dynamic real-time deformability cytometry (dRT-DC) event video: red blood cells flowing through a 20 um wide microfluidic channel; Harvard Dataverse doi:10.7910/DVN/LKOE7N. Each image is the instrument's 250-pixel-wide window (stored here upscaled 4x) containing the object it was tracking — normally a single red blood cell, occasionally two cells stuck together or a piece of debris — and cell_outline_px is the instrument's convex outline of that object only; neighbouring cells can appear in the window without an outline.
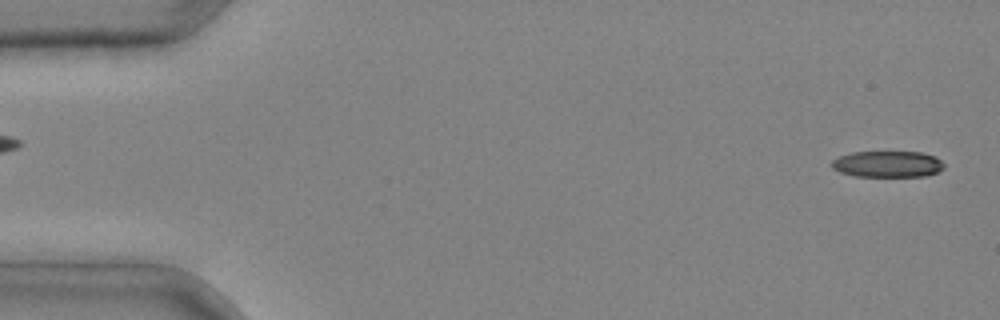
{"species": "common noctule bat (a hibernating species)", "species_latin": "Nyctalus noctula", "temperature_condition": "cold", "stored_images_in_passage": 4, "segment_of_instrument_passage": [2, 2], "camera_frame_rate_fps": 3000, "um_per_image_px": 0.085, "animal": {"sex": "male", "body_mass_g": 20.4}, "frame": {"image": 1, "passage_image": 4, "time_ms": 1.0, "image_size_px": [1000, 320], "cell_outline_px": [[944, 168], [936, 172], [924, 176], [856, 176], [840, 172], [832, 168], [832, 160], [840, 156], [852, 152], [920, 152], [936, 156], [944, 164]], "centroid_in_image_um": [75.45, 13.94], "position_along_channel_um": 9.6, "area_um2": 17.11}}